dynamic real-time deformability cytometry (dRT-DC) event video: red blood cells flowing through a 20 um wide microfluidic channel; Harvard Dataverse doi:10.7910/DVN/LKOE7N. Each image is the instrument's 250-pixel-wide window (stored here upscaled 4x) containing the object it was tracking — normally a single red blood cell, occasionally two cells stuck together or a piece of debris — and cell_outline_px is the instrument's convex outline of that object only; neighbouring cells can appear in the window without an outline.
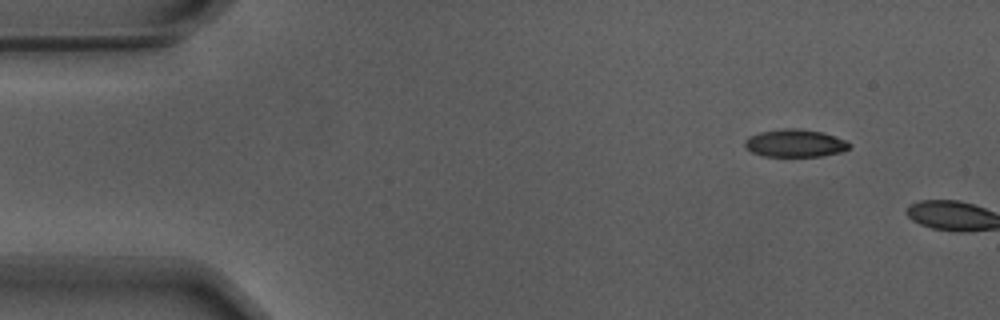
{"species": "Egyptian fruit bat (a non-hibernating species)", "species_latin": "Rousettus aegyptiacus", "temperature_condition": "warm", "stored_images_in_passage": 2, "camera_frame_rate_fps": 3000, "um_per_image_px": 0.085, "animal": {"sex": "male"}, "frame": {"image": 1, "passage_image": 1, "time_ms": 0.0, "image_size_px": [1000, 320], "cell_outline_px": [[852, 144], [848, 148], [840, 152], [820, 156], [764, 156], [752, 152], [744, 144], [744, 140], [748, 136], [760, 132], [784, 128], [796, 128], [824, 132], [844, 140]], "centroid_in_image_um": [67.56, 12.16], "position_along_channel_um": 17.4, "area_um2": 16.76}}